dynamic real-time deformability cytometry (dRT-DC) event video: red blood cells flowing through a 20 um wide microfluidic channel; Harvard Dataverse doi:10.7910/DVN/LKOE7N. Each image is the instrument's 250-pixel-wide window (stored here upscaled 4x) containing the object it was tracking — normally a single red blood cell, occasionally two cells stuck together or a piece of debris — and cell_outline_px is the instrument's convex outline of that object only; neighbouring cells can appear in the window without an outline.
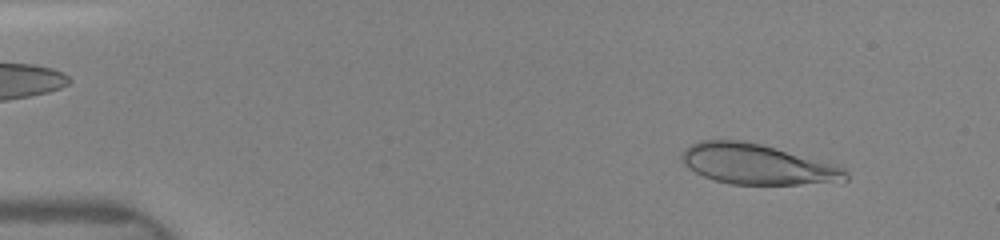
{"species": "human", "species_latin": "Homo sapiens", "temperature_condition": "room temperature", "stored_images_in_passage": 12, "camera_frame_rate_fps": 3000, "um_per_image_px": 0.085, "donor": {"sex": "female"}, "frame": {"image": 1, "passage_image": 2, "time_ms": 0.333, "image_size_px": [1000, 240], "cell_outline_px": [[848, 180], [800, 184], [732, 184], [716, 180], [704, 176], [696, 172], [684, 164], [680, 156], [684, 148], [700, 140], [740, 140], [760, 144], [840, 164], [848, 172]], "centroid_in_image_um": [64.4, 13.95], "position_along_channel_um": 20.6, "area_um2": 38.49}}
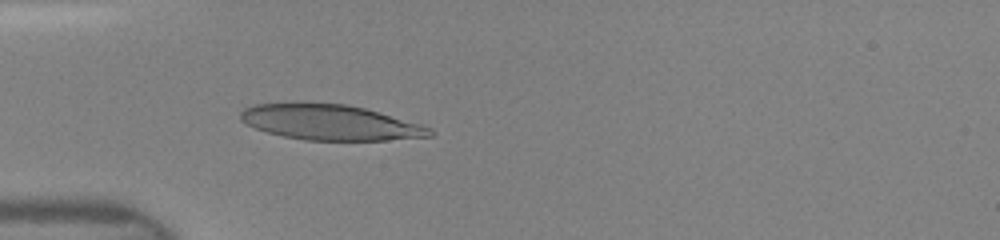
{"frame": {"image": 2, "passage_image": 12, "time_ms": 3.333, "image_size_px": [1000, 240], "cell_outline_px": [[436, 132], [432, 136], [388, 140], [304, 140], [284, 136], [268, 132], [244, 124], [240, 120], [240, 112], [244, 108], [256, 104], [296, 100], [348, 104], [364, 108], [420, 124], [432, 128]], "centroid_in_image_um": [28.0, 10.36], "position_along_channel_um": 57.0, "area_um2": 39.82}}